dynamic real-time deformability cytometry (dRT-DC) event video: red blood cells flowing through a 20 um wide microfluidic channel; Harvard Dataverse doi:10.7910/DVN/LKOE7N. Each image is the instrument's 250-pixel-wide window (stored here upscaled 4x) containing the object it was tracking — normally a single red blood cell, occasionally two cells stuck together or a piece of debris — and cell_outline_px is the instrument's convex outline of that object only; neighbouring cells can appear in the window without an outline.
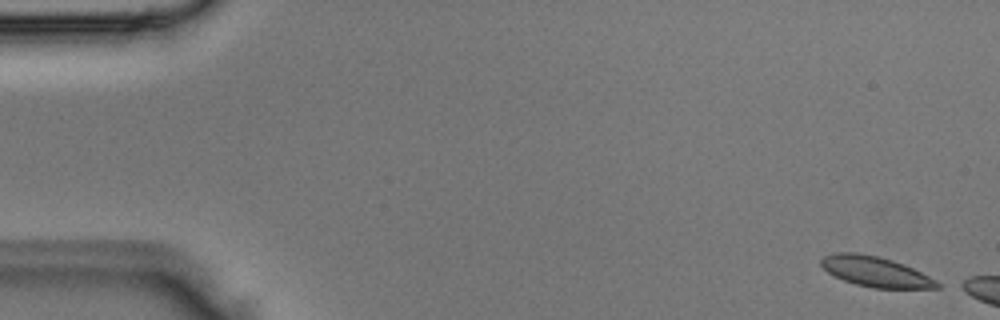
{"species": "Egyptian fruit bat (a non-hibernating species)", "species_latin": "Rousettus aegyptiacus", "temperature_condition": "room temperature", "stored_images_in_passage": 2, "camera_frame_rate_fps": 3000, "um_per_image_px": 0.085, "animal": {"sex": "male"}, "frame": {"image": 1, "passage_image": 1, "time_ms": 0.0, "image_size_px": [1000, 320], "cell_outline_px": [[944, 284], [940, 288], [872, 288], [856, 284], [844, 280], [828, 272], [820, 264], [820, 260], [824, 256], [836, 252], [856, 252], [880, 256], [904, 264]], "centroid_in_image_um": [74.43, 23.08], "position_along_channel_um": 10.6, "area_um2": 20.46}}